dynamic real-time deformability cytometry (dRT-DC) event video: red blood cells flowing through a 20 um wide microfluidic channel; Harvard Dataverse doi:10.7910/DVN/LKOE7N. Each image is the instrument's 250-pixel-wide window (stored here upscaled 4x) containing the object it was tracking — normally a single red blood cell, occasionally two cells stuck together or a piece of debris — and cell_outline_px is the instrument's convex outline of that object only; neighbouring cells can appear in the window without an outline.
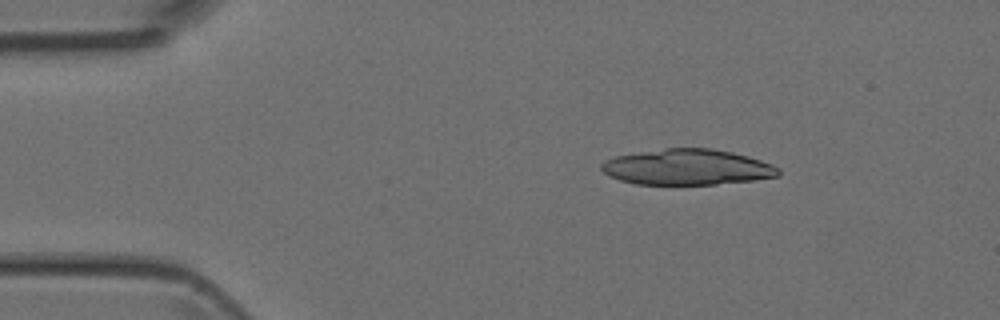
{"species": "Egyptian fruit bat (a non-hibernating species)", "species_latin": "Rousettus aegyptiacus", "temperature_condition": "room temperature", "stored_images_in_passage": 9, "camera_frame_rate_fps": 3000, "um_per_image_px": 0.085, "animal": {"sex": "female"}, "frame": {"image": 1, "passage_image": 2, "time_ms": 1.0, "image_size_px": [1000, 320], "cell_outline_px": [[780, 176], [752, 180], [716, 184], [636, 184], [620, 180], [604, 172], [600, 168], [600, 164], [604, 160], [616, 156], [640, 152], [668, 148], [708, 148], [732, 152], [748, 156], [772, 164], [780, 168]], "centroid_in_image_um": [58.43, 14.2], "position_along_channel_um": 26.6, "area_um2": 36.65}}
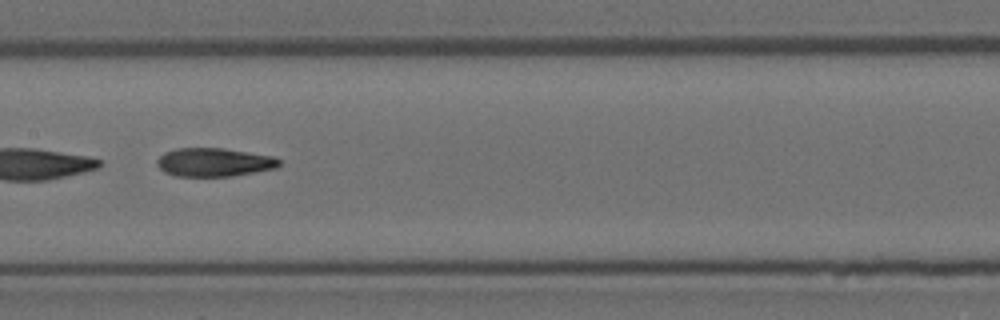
{"frame": {"image": 2, "passage_image": 7, "time_ms": 6.667, "image_size_px": [1000, 320], "cell_outline_px": [[280, 164], [276, 168], [232, 176], [176, 176], [164, 172], [156, 164], [156, 160], [164, 152], [176, 148], [224, 148], [272, 156], [280, 160]], "centroid_in_image_um": [18.16, 13.79], "position_along_channel_um": 189.2, "area_um2": 20.29}}
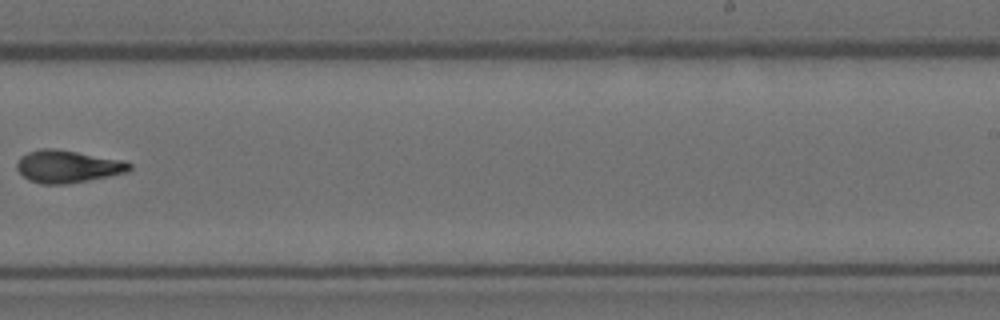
{"frame": {"image": 3, "passage_image": 9, "time_ms": 9.0, "image_size_px": [1000, 320], "cell_outline_px": [[132, 168], [128, 172], [68, 184], [40, 184], [28, 180], [16, 168], [16, 164], [20, 156], [28, 152], [44, 148], [52, 148], [124, 160], [132, 164]], "centroid_in_image_um": [5.75, 14.15], "position_along_channel_um": 283.3, "area_um2": 21.27}}